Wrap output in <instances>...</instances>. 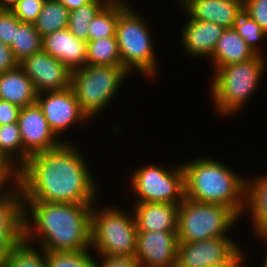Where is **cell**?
Wrapping results in <instances>:
<instances>
[{
    "label": "cell",
    "mask_w": 267,
    "mask_h": 267,
    "mask_svg": "<svg viewBox=\"0 0 267 267\" xmlns=\"http://www.w3.org/2000/svg\"><path fill=\"white\" fill-rule=\"evenodd\" d=\"M239 218L228 206L198 202L185 197L178 209V242L228 237L227 231Z\"/></svg>",
    "instance_id": "obj_6"
},
{
    "label": "cell",
    "mask_w": 267,
    "mask_h": 267,
    "mask_svg": "<svg viewBox=\"0 0 267 267\" xmlns=\"http://www.w3.org/2000/svg\"><path fill=\"white\" fill-rule=\"evenodd\" d=\"M86 64L122 66L116 37L87 41Z\"/></svg>",
    "instance_id": "obj_27"
},
{
    "label": "cell",
    "mask_w": 267,
    "mask_h": 267,
    "mask_svg": "<svg viewBox=\"0 0 267 267\" xmlns=\"http://www.w3.org/2000/svg\"><path fill=\"white\" fill-rule=\"evenodd\" d=\"M180 1V3L183 5V4H185L188 0H178V2Z\"/></svg>",
    "instance_id": "obj_45"
},
{
    "label": "cell",
    "mask_w": 267,
    "mask_h": 267,
    "mask_svg": "<svg viewBox=\"0 0 267 267\" xmlns=\"http://www.w3.org/2000/svg\"><path fill=\"white\" fill-rule=\"evenodd\" d=\"M184 163L185 197L194 201L220 204L244 214L246 180L226 164L212 158Z\"/></svg>",
    "instance_id": "obj_3"
},
{
    "label": "cell",
    "mask_w": 267,
    "mask_h": 267,
    "mask_svg": "<svg viewBox=\"0 0 267 267\" xmlns=\"http://www.w3.org/2000/svg\"><path fill=\"white\" fill-rule=\"evenodd\" d=\"M250 180L245 184L244 213L249 208L253 233L259 238L267 230V175Z\"/></svg>",
    "instance_id": "obj_21"
},
{
    "label": "cell",
    "mask_w": 267,
    "mask_h": 267,
    "mask_svg": "<svg viewBox=\"0 0 267 267\" xmlns=\"http://www.w3.org/2000/svg\"><path fill=\"white\" fill-rule=\"evenodd\" d=\"M0 99L20 108L36 103L33 83L19 65L0 74Z\"/></svg>",
    "instance_id": "obj_19"
},
{
    "label": "cell",
    "mask_w": 267,
    "mask_h": 267,
    "mask_svg": "<svg viewBox=\"0 0 267 267\" xmlns=\"http://www.w3.org/2000/svg\"><path fill=\"white\" fill-rule=\"evenodd\" d=\"M228 237L178 242L176 267H225L243 251Z\"/></svg>",
    "instance_id": "obj_10"
},
{
    "label": "cell",
    "mask_w": 267,
    "mask_h": 267,
    "mask_svg": "<svg viewBox=\"0 0 267 267\" xmlns=\"http://www.w3.org/2000/svg\"><path fill=\"white\" fill-rule=\"evenodd\" d=\"M182 7L192 19L213 22L226 29L233 28L243 12V0H188Z\"/></svg>",
    "instance_id": "obj_16"
},
{
    "label": "cell",
    "mask_w": 267,
    "mask_h": 267,
    "mask_svg": "<svg viewBox=\"0 0 267 267\" xmlns=\"http://www.w3.org/2000/svg\"><path fill=\"white\" fill-rule=\"evenodd\" d=\"M243 11L267 34V0H243Z\"/></svg>",
    "instance_id": "obj_35"
},
{
    "label": "cell",
    "mask_w": 267,
    "mask_h": 267,
    "mask_svg": "<svg viewBox=\"0 0 267 267\" xmlns=\"http://www.w3.org/2000/svg\"><path fill=\"white\" fill-rule=\"evenodd\" d=\"M267 252V251H266ZM266 257H265V260H264V266L263 267H267V253H266V255H265Z\"/></svg>",
    "instance_id": "obj_44"
},
{
    "label": "cell",
    "mask_w": 267,
    "mask_h": 267,
    "mask_svg": "<svg viewBox=\"0 0 267 267\" xmlns=\"http://www.w3.org/2000/svg\"><path fill=\"white\" fill-rule=\"evenodd\" d=\"M91 212V247L98 257H130L136 250L137 228L134 215L107 207ZM98 210V211H97Z\"/></svg>",
    "instance_id": "obj_5"
},
{
    "label": "cell",
    "mask_w": 267,
    "mask_h": 267,
    "mask_svg": "<svg viewBox=\"0 0 267 267\" xmlns=\"http://www.w3.org/2000/svg\"><path fill=\"white\" fill-rule=\"evenodd\" d=\"M36 102L42 109L50 128L58 137L71 125L89 121L88 116L80 108L71 86L63 90L39 93Z\"/></svg>",
    "instance_id": "obj_11"
},
{
    "label": "cell",
    "mask_w": 267,
    "mask_h": 267,
    "mask_svg": "<svg viewBox=\"0 0 267 267\" xmlns=\"http://www.w3.org/2000/svg\"><path fill=\"white\" fill-rule=\"evenodd\" d=\"M245 257L243 255V252L229 265L225 267H242L243 266V261L245 262Z\"/></svg>",
    "instance_id": "obj_41"
},
{
    "label": "cell",
    "mask_w": 267,
    "mask_h": 267,
    "mask_svg": "<svg viewBox=\"0 0 267 267\" xmlns=\"http://www.w3.org/2000/svg\"><path fill=\"white\" fill-rule=\"evenodd\" d=\"M127 74L122 66L88 64L71 72V87L89 119L111 102Z\"/></svg>",
    "instance_id": "obj_8"
},
{
    "label": "cell",
    "mask_w": 267,
    "mask_h": 267,
    "mask_svg": "<svg viewBox=\"0 0 267 267\" xmlns=\"http://www.w3.org/2000/svg\"><path fill=\"white\" fill-rule=\"evenodd\" d=\"M233 28L257 55H264L259 45H261V40L267 39V34L248 14L243 11Z\"/></svg>",
    "instance_id": "obj_31"
},
{
    "label": "cell",
    "mask_w": 267,
    "mask_h": 267,
    "mask_svg": "<svg viewBox=\"0 0 267 267\" xmlns=\"http://www.w3.org/2000/svg\"><path fill=\"white\" fill-rule=\"evenodd\" d=\"M127 1L110 0L93 18L88 29V41L116 37L119 15L128 7Z\"/></svg>",
    "instance_id": "obj_23"
},
{
    "label": "cell",
    "mask_w": 267,
    "mask_h": 267,
    "mask_svg": "<svg viewBox=\"0 0 267 267\" xmlns=\"http://www.w3.org/2000/svg\"><path fill=\"white\" fill-rule=\"evenodd\" d=\"M266 63L265 56L256 55L251 60L228 64L214 70L216 73L210 85L211 100L220 116L236 114L243 108L261 82Z\"/></svg>",
    "instance_id": "obj_4"
},
{
    "label": "cell",
    "mask_w": 267,
    "mask_h": 267,
    "mask_svg": "<svg viewBox=\"0 0 267 267\" xmlns=\"http://www.w3.org/2000/svg\"><path fill=\"white\" fill-rule=\"evenodd\" d=\"M256 55L234 28H226L217 41L210 60L216 70L228 64L251 60Z\"/></svg>",
    "instance_id": "obj_20"
},
{
    "label": "cell",
    "mask_w": 267,
    "mask_h": 267,
    "mask_svg": "<svg viewBox=\"0 0 267 267\" xmlns=\"http://www.w3.org/2000/svg\"><path fill=\"white\" fill-rule=\"evenodd\" d=\"M263 240L267 241V230L260 236Z\"/></svg>",
    "instance_id": "obj_43"
},
{
    "label": "cell",
    "mask_w": 267,
    "mask_h": 267,
    "mask_svg": "<svg viewBox=\"0 0 267 267\" xmlns=\"http://www.w3.org/2000/svg\"><path fill=\"white\" fill-rule=\"evenodd\" d=\"M110 0H95L78 9L70 11L67 29L77 38L88 41V29L95 15Z\"/></svg>",
    "instance_id": "obj_28"
},
{
    "label": "cell",
    "mask_w": 267,
    "mask_h": 267,
    "mask_svg": "<svg viewBox=\"0 0 267 267\" xmlns=\"http://www.w3.org/2000/svg\"><path fill=\"white\" fill-rule=\"evenodd\" d=\"M93 205L24 201V240L45 251L89 250Z\"/></svg>",
    "instance_id": "obj_2"
},
{
    "label": "cell",
    "mask_w": 267,
    "mask_h": 267,
    "mask_svg": "<svg viewBox=\"0 0 267 267\" xmlns=\"http://www.w3.org/2000/svg\"><path fill=\"white\" fill-rule=\"evenodd\" d=\"M21 23L10 9H0V42L11 46L15 30Z\"/></svg>",
    "instance_id": "obj_34"
},
{
    "label": "cell",
    "mask_w": 267,
    "mask_h": 267,
    "mask_svg": "<svg viewBox=\"0 0 267 267\" xmlns=\"http://www.w3.org/2000/svg\"><path fill=\"white\" fill-rule=\"evenodd\" d=\"M0 235L24 236V198L20 188L0 196Z\"/></svg>",
    "instance_id": "obj_22"
},
{
    "label": "cell",
    "mask_w": 267,
    "mask_h": 267,
    "mask_svg": "<svg viewBox=\"0 0 267 267\" xmlns=\"http://www.w3.org/2000/svg\"><path fill=\"white\" fill-rule=\"evenodd\" d=\"M42 50L57 58L70 71L86 65L87 42L74 36L67 28L42 37Z\"/></svg>",
    "instance_id": "obj_15"
},
{
    "label": "cell",
    "mask_w": 267,
    "mask_h": 267,
    "mask_svg": "<svg viewBox=\"0 0 267 267\" xmlns=\"http://www.w3.org/2000/svg\"><path fill=\"white\" fill-rule=\"evenodd\" d=\"M10 48L15 60L20 63L42 50V36L37 32L34 24L22 22L15 30Z\"/></svg>",
    "instance_id": "obj_26"
},
{
    "label": "cell",
    "mask_w": 267,
    "mask_h": 267,
    "mask_svg": "<svg viewBox=\"0 0 267 267\" xmlns=\"http://www.w3.org/2000/svg\"><path fill=\"white\" fill-rule=\"evenodd\" d=\"M45 1L46 0H18L10 10L21 22L34 24Z\"/></svg>",
    "instance_id": "obj_32"
},
{
    "label": "cell",
    "mask_w": 267,
    "mask_h": 267,
    "mask_svg": "<svg viewBox=\"0 0 267 267\" xmlns=\"http://www.w3.org/2000/svg\"><path fill=\"white\" fill-rule=\"evenodd\" d=\"M19 66L32 81L37 94L71 86L72 71L43 50L25 58Z\"/></svg>",
    "instance_id": "obj_12"
},
{
    "label": "cell",
    "mask_w": 267,
    "mask_h": 267,
    "mask_svg": "<svg viewBox=\"0 0 267 267\" xmlns=\"http://www.w3.org/2000/svg\"><path fill=\"white\" fill-rule=\"evenodd\" d=\"M20 107L0 99V125L17 122Z\"/></svg>",
    "instance_id": "obj_36"
},
{
    "label": "cell",
    "mask_w": 267,
    "mask_h": 267,
    "mask_svg": "<svg viewBox=\"0 0 267 267\" xmlns=\"http://www.w3.org/2000/svg\"><path fill=\"white\" fill-rule=\"evenodd\" d=\"M24 240V236H1L0 235V267L3 266L11 248Z\"/></svg>",
    "instance_id": "obj_39"
},
{
    "label": "cell",
    "mask_w": 267,
    "mask_h": 267,
    "mask_svg": "<svg viewBox=\"0 0 267 267\" xmlns=\"http://www.w3.org/2000/svg\"><path fill=\"white\" fill-rule=\"evenodd\" d=\"M133 206L137 232L177 231L178 204L135 202Z\"/></svg>",
    "instance_id": "obj_17"
},
{
    "label": "cell",
    "mask_w": 267,
    "mask_h": 267,
    "mask_svg": "<svg viewBox=\"0 0 267 267\" xmlns=\"http://www.w3.org/2000/svg\"><path fill=\"white\" fill-rule=\"evenodd\" d=\"M70 11L56 0H46L34 23L37 32L44 37L57 30L67 28Z\"/></svg>",
    "instance_id": "obj_25"
},
{
    "label": "cell",
    "mask_w": 267,
    "mask_h": 267,
    "mask_svg": "<svg viewBox=\"0 0 267 267\" xmlns=\"http://www.w3.org/2000/svg\"><path fill=\"white\" fill-rule=\"evenodd\" d=\"M0 155L6 157L18 169L29 158L30 155L23 148L17 122L0 125Z\"/></svg>",
    "instance_id": "obj_24"
},
{
    "label": "cell",
    "mask_w": 267,
    "mask_h": 267,
    "mask_svg": "<svg viewBox=\"0 0 267 267\" xmlns=\"http://www.w3.org/2000/svg\"><path fill=\"white\" fill-rule=\"evenodd\" d=\"M187 19L181 33L185 52L194 58L204 56L211 58L225 28L213 22L194 20L191 17Z\"/></svg>",
    "instance_id": "obj_18"
},
{
    "label": "cell",
    "mask_w": 267,
    "mask_h": 267,
    "mask_svg": "<svg viewBox=\"0 0 267 267\" xmlns=\"http://www.w3.org/2000/svg\"><path fill=\"white\" fill-rule=\"evenodd\" d=\"M18 0H0V9H11Z\"/></svg>",
    "instance_id": "obj_42"
},
{
    "label": "cell",
    "mask_w": 267,
    "mask_h": 267,
    "mask_svg": "<svg viewBox=\"0 0 267 267\" xmlns=\"http://www.w3.org/2000/svg\"><path fill=\"white\" fill-rule=\"evenodd\" d=\"M17 123L23 148L29 155L56 148L65 142L57 139L37 102L20 109Z\"/></svg>",
    "instance_id": "obj_14"
},
{
    "label": "cell",
    "mask_w": 267,
    "mask_h": 267,
    "mask_svg": "<svg viewBox=\"0 0 267 267\" xmlns=\"http://www.w3.org/2000/svg\"><path fill=\"white\" fill-rule=\"evenodd\" d=\"M103 258V259H102ZM102 263L97 267H141L134 256L130 257H100Z\"/></svg>",
    "instance_id": "obj_37"
},
{
    "label": "cell",
    "mask_w": 267,
    "mask_h": 267,
    "mask_svg": "<svg viewBox=\"0 0 267 267\" xmlns=\"http://www.w3.org/2000/svg\"><path fill=\"white\" fill-rule=\"evenodd\" d=\"M79 152L73 144L63 142L30 155L19 169L24 201L95 203L99 191Z\"/></svg>",
    "instance_id": "obj_1"
},
{
    "label": "cell",
    "mask_w": 267,
    "mask_h": 267,
    "mask_svg": "<svg viewBox=\"0 0 267 267\" xmlns=\"http://www.w3.org/2000/svg\"><path fill=\"white\" fill-rule=\"evenodd\" d=\"M132 6L120 15L116 24V39L121 56L122 67L129 73L138 69L149 78L158 74L156 53L148 22L139 16ZM137 13V14H136Z\"/></svg>",
    "instance_id": "obj_7"
},
{
    "label": "cell",
    "mask_w": 267,
    "mask_h": 267,
    "mask_svg": "<svg viewBox=\"0 0 267 267\" xmlns=\"http://www.w3.org/2000/svg\"><path fill=\"white\" fill-rule=\"evenodd\" d=\"M19 63L15 60L10 46L0 42V74L16 68Z\"/></svg>",
    "instance_id": "obj_38"
},
{
    "label": "cell",
    "mask_w": 267,
    "mask_h": 267,
    "mask_svg": "<svg viewBox=\"0 0 267 267\" xmlns=\"http://www.w3.org/2000/svg\"><path fill=\"white\" fill-rule=\"evenodd\" d=\"M60 4L64 5L69 11L80 8L85 4L93 3L95 0H56Z\"/></svg>",
    "instance_id": "obj_40"
},
{
    "label": "cell",
    "mask_w": 267,
    "mask_h": 267,
    "mask_svg": "<svg viewBox=\"0 0 267 267\" xmlns=\"http://www.w3.org/2000/svg\"><path fill=\"white\" fill-rule=\"evenodd\" d=\"M2 267H47L46 251L35 250L29 242L23 240L11 248Z\"/></svg>",
    "instance_id": "obj_29"
},
{
    "label": "cell",
    "mask_w": 267,
    "mask_h": 267,
    "mask_svg": "<svg viewBox=\"0 0 267 267\" xmlns=\"http://www.w3.org/2000/svg\"><path fill=\"white\" fill-rule=\"evenodd\" d=\"M177 166L165 170L151 164L136 169L131 174L132 190L138 197L135 202L179 205L185 198V172L182 163Z\"/></svg>",
    "instance_id": "obj_9"
},
{
    "label": "cell",
    "mask_w": 267,
    "mask_h": 267,
    "mask_svg": "<svg viewBox=\"0 0 267 267\" xmlns=\"http://www.w3.org/2000/svg\"><path fill=\"white\" fill-rule=\"evenodd\" d=\"M89 250L67 252L46 251L47 267H97V262Z\"/></svg>",
    "instance_id": "obj_30"
},
{
    "label": "cell",
    "mask_w": 267,
    "mask_h": 267,
    "mask_svg": "<svg viewBox=\"0 0 267 267\" xmlns=\"http://www.w3.org/2000/svg\"><path fill=\"white\" fill-rule=\"evenodd\" d=\"M177 231L137 232L134 257L141 267H176Z\"/></svg>",
    "instance_id": "obj_13"
},
{
    "label": "cell",
    "mask_w": 267,
    "mask_h": 267,
    "mask_svg": "<svg viewBox=\"0 0 267 267\" xmlns=\"http://www.w3.org/2000/svg\"><path fill=\"white\" fill-rule=\"evenodd\" d=\"M12 182V187L7 183ZM8 187V189H7ZM19 188V169L6 157L0 155V196L14 193ZM6 190V191H5Z\"/></svg>",
    "instance_id": "obj_33"
}]
</instances>
